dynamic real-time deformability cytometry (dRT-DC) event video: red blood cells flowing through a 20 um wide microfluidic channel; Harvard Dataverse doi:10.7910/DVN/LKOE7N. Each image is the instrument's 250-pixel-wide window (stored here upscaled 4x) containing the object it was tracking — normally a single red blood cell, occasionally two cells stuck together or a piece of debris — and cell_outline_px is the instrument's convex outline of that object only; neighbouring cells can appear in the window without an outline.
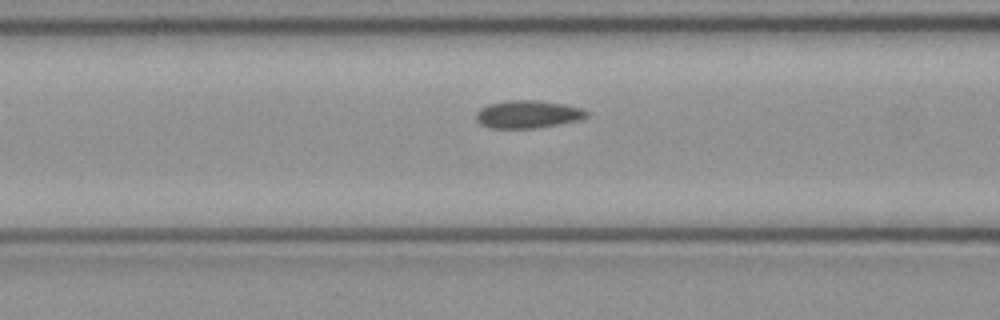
{"species": "common noctule bat (a hibernating species)", "species_latin": "Nyctalus noctula", "temperature_condition": "cold", "stored_images_in_passage": 6, "camera_frame_rate_fps": 3000, "um_per_image_px": 0.085, "animal": {"sex": "female", "body_mass_g": 21.9}, "frame": {"image": 1, "passage_image": 4, "time_ms": 1.0, "image_size_px": [1000, 320], "cell_outline_px": [[588, 116], [576, 120], [536, 128], [488, 128], [480, 124], [476, 120], [476, 112], [480, 108], [488, 104], [508, 100], [536, 100], [564, 104], [580, 108], [588, 112]], "centroid_in_image_um": [44.8, 9.71], "position_along_channel_um": 121.8, "area_um2": 17.74}}
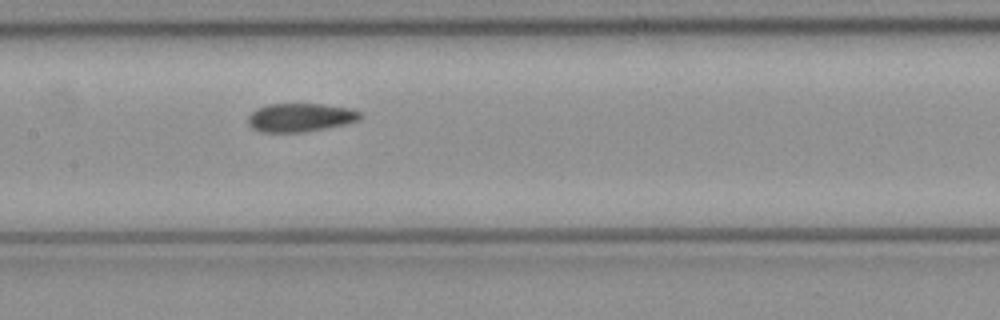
{"frame": {"image": 2, "passage_image": 6, "time_ms": 1.667, "image_size_px": [1000, 320], "cell_outline_px": [[364, 116], [360, 120], [344, 124], [304, 132], [260, 132], [252, 128], [248, 124], [248, 116], [256, 108], [268, 104], [324, 104], [352, 108], [360, 112]], "centroid_in_image_um": [25.54, 9.98], "position_along_channel_um": 181.9, "area_um2": 18.79}}